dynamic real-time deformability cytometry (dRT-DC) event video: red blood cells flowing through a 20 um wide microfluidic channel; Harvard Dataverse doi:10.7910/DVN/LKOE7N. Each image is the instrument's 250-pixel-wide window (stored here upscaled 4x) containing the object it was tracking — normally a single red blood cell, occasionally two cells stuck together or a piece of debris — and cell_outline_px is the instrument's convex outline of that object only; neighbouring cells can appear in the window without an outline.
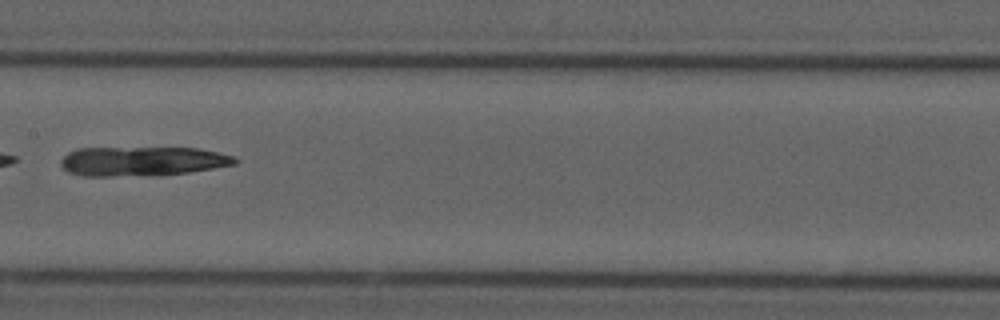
{"species": "common noctule bat (a hibernating species)", "species_latin": "Nyctalus noctula", "temperature_condition": "cold", "stored_images_in_passage": 9, "camera_frame_rate_fps": 3000, "um_per_image_px": 0.085, "animal": {"sex": "male", "forearm_length_mm": 52.5}, "frame": {"image": 1, "passage_image": 6, "time_ms": 6.667, "image_size_px": [1000, 320], "cell_outline_px": [[240, 160], [236, 164], [188, 172], [112, 176], [84, 176], [68, 172], [60, 164], [60, 160], [68, 152], [76, 148], [196, 148], [220, 152], [236, 156]], "centroid_in_image_um": [12.1, 13.68], "position_along_channel_um": 195.3, "area_um2": 29.54}}
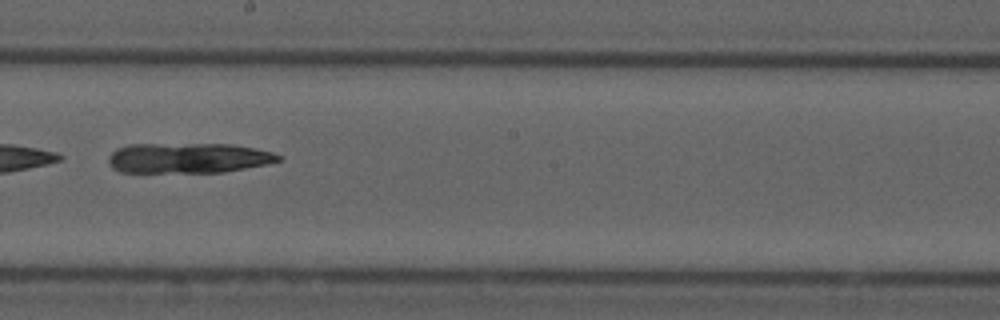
{"frame": {"image": 2, "passage_image": 7, "time_ms": 7.667, "image_size_px": [1000, 320], "cell_outline_px": [[284, 156], [280, 160], [264, 164], [224, 172], [120, 172], [112, 168], [108, 164], [108, 156], [116, 148], [128, 144], [232, 144], [272, 152]], "centroid_in_image_um": [15.94, 13.42], "position_along_channel_um": 232.3, "area_um2": 29.94}}
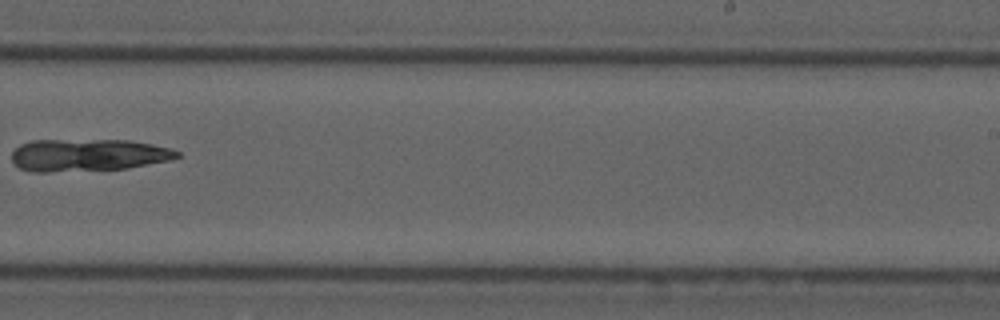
{"frame": {"image": 3, "passage_image": 8, "time_ms": 9.0, "image_size_px": [1000, 320], "cell_outline_px": [[180, 156], [168, 160], [128, 168], [48, 172], [32, 172], [20, 168], [12, 164], [12, 152], [20, 144], [32, 140], [128, 140], [152, 144], [172, 148], [180, 152]], "centroid_in_image_um": [7.45, 13.17], "position_along_channel_um": 281.5, "area_um2": 31.21}}